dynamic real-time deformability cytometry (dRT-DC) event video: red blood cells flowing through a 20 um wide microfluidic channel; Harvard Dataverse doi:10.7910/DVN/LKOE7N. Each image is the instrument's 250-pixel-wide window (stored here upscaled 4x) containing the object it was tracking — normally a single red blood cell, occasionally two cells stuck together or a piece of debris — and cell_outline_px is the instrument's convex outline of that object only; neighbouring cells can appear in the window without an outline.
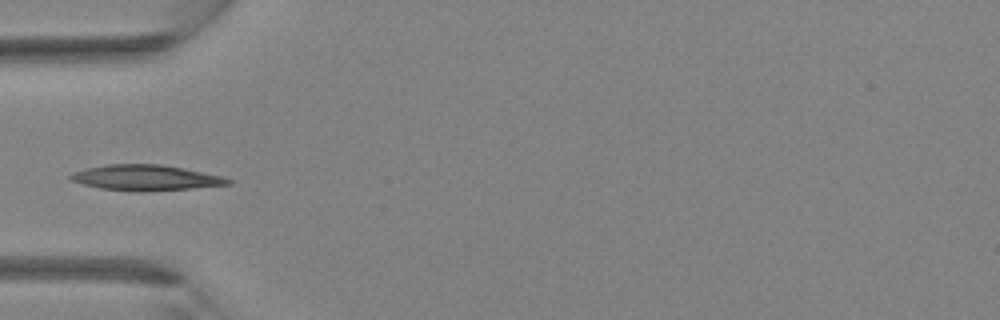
{"species": "Egyptian fruit bat (a non-hibernating species)", "species_latin": "Rousettus aegyptiacus", "temperature_condition": "room temperature", "stored_images_in_passage": 26, "camera_frame_rate_fps": 3000, "um_per_image_px": 0.085, "animal": {"sex": "female"}, "frame": {"image": 1, "passage_image": 1, "time_ms": 0.0, "image_size_px": [1000, 320], "cell_outline_px": [[232, 184], [192, 188], [144, 192], [132, 192], [100, 188], [68, 180], [68, 176], [72, 172], [104, 164], [160, 164], [184, 168], [224, 176], [232, 180]], "centroid_in_image_um": [12.38, 15.11], "position_along_channel_um": 72.6, "area_um2": 23.76}}
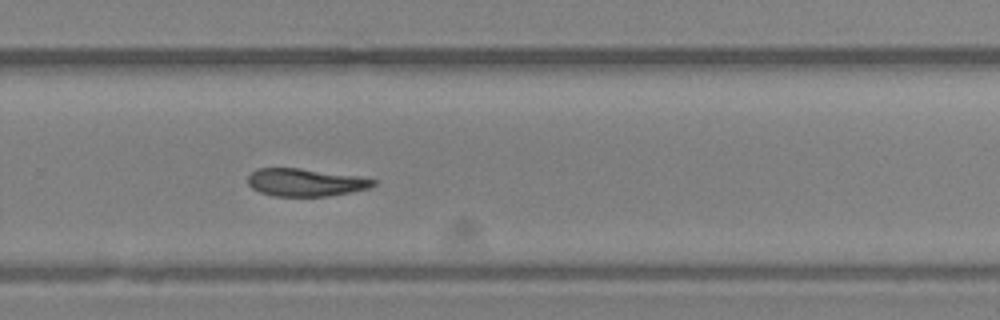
{"frame": {"image": 2, "passage_image": 14, "time_ms": 4.333, "image_size_px": [1000, 320], "cell_outline_px": [[376, 184], [368, 188], [352, 192], [328, 196], [276, 196], [260, 192], [252, 188], [248, 184], [248, 176], [256, 168], [300, 168], [356, 176], [376, 180]], "centroid_in_image_um": [25.94, 15.5], "position_along_channel_um": 303.9, "area_um2": 20.11}}
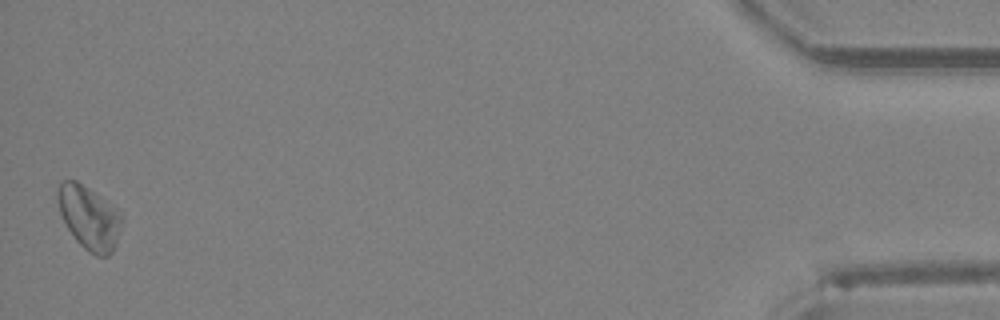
{"frame": {"image": 3, "passage_image": 26, "time_ms": 8.333, "image_size_px": [1000, 320], "cell_outline_px": [[124, 220], [116, 244], [112, 252], [108, 256], [96, 256], [88, 252], [76, 240], [68, 228], [60, 212], [56, 196], [56, 188], [60, 180], [76, 180], [88, 188], [116, 208], [124, 216]], "centroid_in_image_um": [7.59, 18.49], "position_along_channel_um": 427.6, "area_um2": 23.87}}